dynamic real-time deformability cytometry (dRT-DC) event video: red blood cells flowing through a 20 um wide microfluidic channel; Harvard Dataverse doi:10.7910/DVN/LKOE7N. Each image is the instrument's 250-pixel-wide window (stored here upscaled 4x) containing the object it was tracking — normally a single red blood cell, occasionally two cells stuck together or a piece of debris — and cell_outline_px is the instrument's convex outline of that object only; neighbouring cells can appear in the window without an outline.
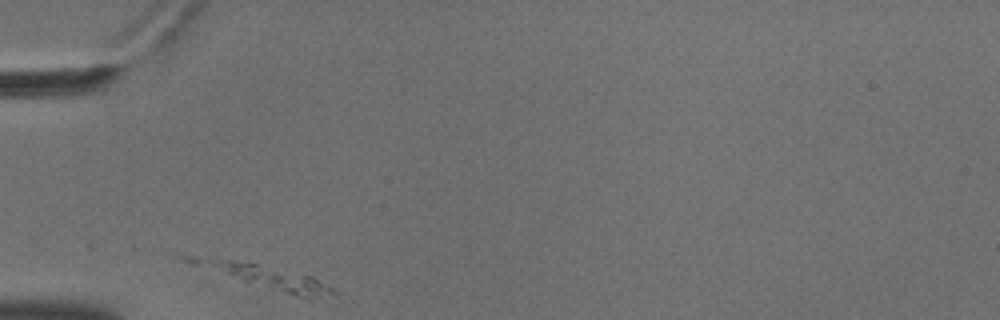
{"species": "common noctule bat (a hibernating species)", "species_latin": "Nyctalus noctula", "temperature_condition": "cold", "stored_images_in_passage": 19, "camera_frame_rate_fps": 3000, "um_per_image_px": 0.085, "animal": {"sex": "male", "body_mass_g": 18.8}, "frame": {"image": 1, "passage_image": 1, "time_ms": 0.0, "image_size_px": [1000, 320], "cell_outline_px": [[336, 296], [332, 304], [244, 280], [228, 272], [208, 260], [220, 260], [256, 264], [312, 276], [332, 288], [336, 292]], "centroid_in_image_um": [23.81, 23.79], "position_along_channel_um": 61.2, "area_um2": 15.61}}
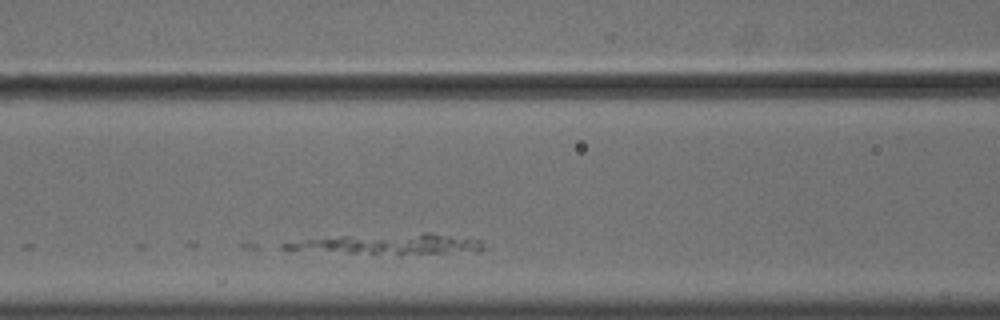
{"frame": {"image": 2, "passage_image": 8, "time_ms": 2.333, "image_size_px": [1000, 320], "cell_outline_px": [[484, 248], [480, 252], [348, 252], [280, 248], [280, 244], [304, 240], [344, 236], [424, 232], [428, 232], [480, 240], [484, 244]], "centroid_in_image_um": [33.23, 20.7], "position_along_channel_um": 133.4, "area_um2": 22.02}}
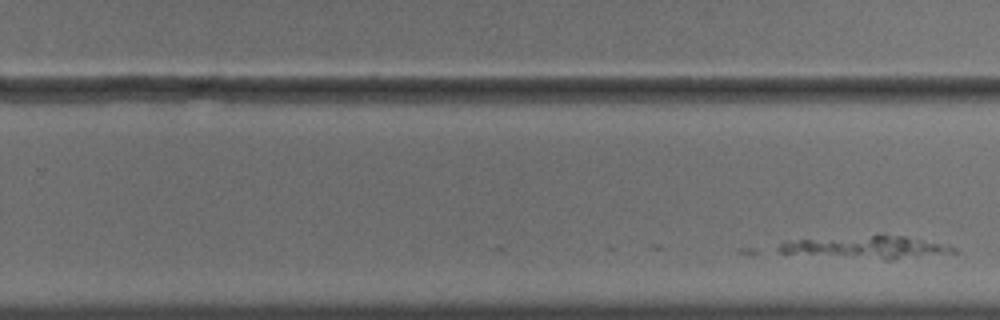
{"frame": {"image": 3, "passage_image": 19, "time_ms": 6.0, "image_size_px": [1000, 320], "cell_outline_px": [[960, 252], [892, 260], [884, 260], [780, 252], [776, 248], [780, 244], [800, 240], [876, 232], [904, 236], [940, 244], [956, 248]], "centroid_in_image_um": [73.73, 20.99], "position_along_channel_um": 256.1, "area_um2": 23.29}}